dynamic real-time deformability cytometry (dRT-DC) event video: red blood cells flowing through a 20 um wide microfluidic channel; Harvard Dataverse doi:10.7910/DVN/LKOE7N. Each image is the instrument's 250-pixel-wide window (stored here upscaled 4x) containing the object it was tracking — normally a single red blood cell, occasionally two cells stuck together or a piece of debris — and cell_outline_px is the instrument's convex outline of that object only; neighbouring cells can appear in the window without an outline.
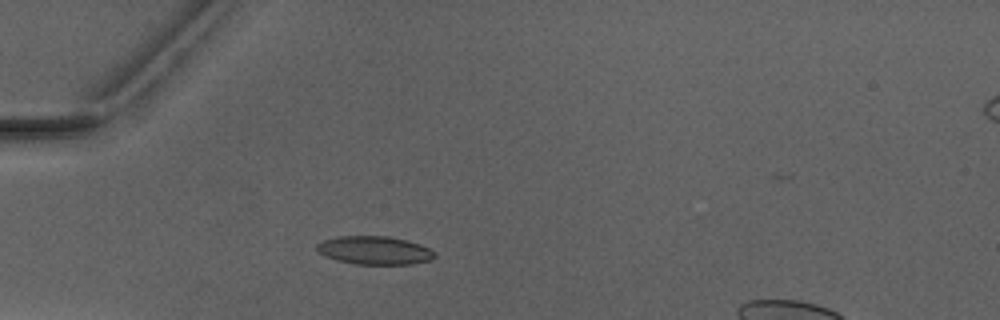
{"species": "Egyptian fruit bat (a non-hibernating species)", "species_latin": "Rousettus aegyptiacus", "temperature_condition": "warm", "stored_images_in_passage": 4, "camera_frame_rate_fps": 3000, "um_per_image_px": 0.085, "animal": {"sex": "male"}, "frame": {"image": 1, "passage_image": 4, "time_ms": 3.667, "image_size_px": [1000, 320], "cell_outline_px": [[436, 256], [432, 260], [412, 264], [356, 264], [336, 260], [324, 256], [316, 248], [316, 244], [324, 240], [336, 236], [388, 236], [408, 240], [420, 244], [436, 252]], "centroid_in_image_um": [31.86, 21.28], "position_along_channel_um": 53.1, "area_um2": 19.59}}